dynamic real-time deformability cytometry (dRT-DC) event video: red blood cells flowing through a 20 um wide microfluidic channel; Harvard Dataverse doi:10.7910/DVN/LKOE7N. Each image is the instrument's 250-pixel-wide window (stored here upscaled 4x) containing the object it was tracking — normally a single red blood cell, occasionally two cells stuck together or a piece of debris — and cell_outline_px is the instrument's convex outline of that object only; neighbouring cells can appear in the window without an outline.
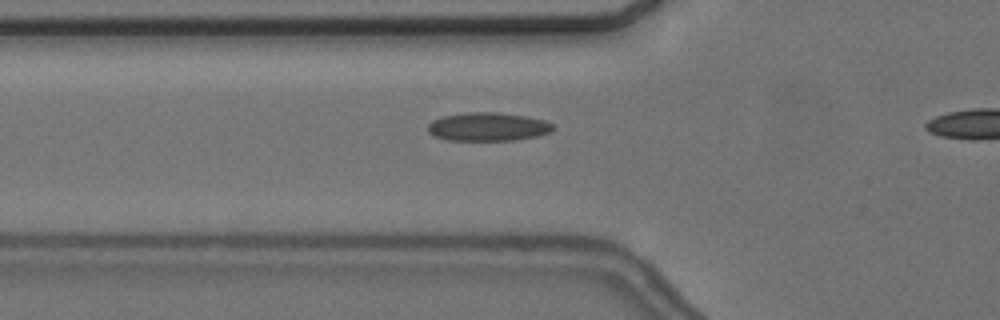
{"species": "common noctule bat (a hibernating species)", "species_latin": "Nyctalus noctula", "temperature_condition": "cold", "stored_images_in_passage": 15, "camera_frame_rate_fps": 3000, "um_per_image_px": 0.085, "animal": {"sex": "female", "body_mass_g": 24.6, "forearm_length_mm": 56.2}, "frame": {"image": 1, "passage_image": 13, "time_ms": 4.0, "image_size_px": [1000, 320], "cell_outline_px": [[556, 128], [552, 132], [536, 136], [512, 140], [448, 140], [436, 136], [428, 132], [428, 124], [432, 120], [444, 116], [468, 112], [496, 112], [524, 116], [544, 120], [552, 124]], "centroid_in_image_um": [41.49, 10.77], "position_along_channel_um": 84.3, "area_um2": 20.63}}